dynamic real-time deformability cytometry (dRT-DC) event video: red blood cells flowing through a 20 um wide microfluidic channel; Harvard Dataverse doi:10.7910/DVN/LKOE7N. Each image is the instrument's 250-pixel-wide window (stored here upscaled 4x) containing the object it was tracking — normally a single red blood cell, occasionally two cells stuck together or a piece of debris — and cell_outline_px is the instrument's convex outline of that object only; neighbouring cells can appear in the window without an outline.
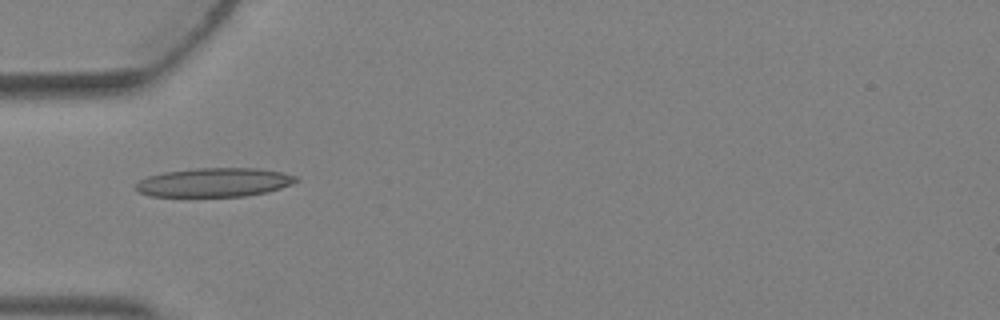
{"species": "Egyptian fruit bat (a non-hibernating species)", "species_latin": "Rousettus aegyptiacus", "temperature_condition": "warm", "stored_images_in_passage": 5, "camera_frame_rate_fps": 3000, "um_per_image_px": 0.085, "animal": {"sex": "female"}, "frame": {"image": 1, "passage_image": 4, "time_ms": 1.0, "image_size_px": [1000, 320], "cell_outline_px": [[300, 180], [292, 184], [268, 192], [244, 196], [148, 196], [136, 192], [132, 188], [140, 180], [148, 176], [164, 172], [196, 168], [256, 168], [280, 172], [296, 176]], "centroid_in_image_um": [18.17, 15.5], "position_along_channel_um": 66.8, "area_um2": 27.11}}
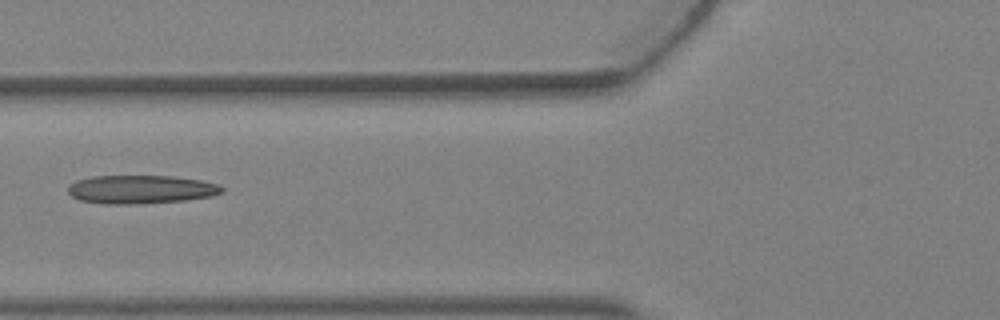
{"frame": {"image": 2, "passage_image": 5, "time_ms": 1.333, "image_size_px": [1000, 320], "cell_outline_px": [[224, 192], [212, 196], [184, 200], [132, 204], [104, 204], [80, 200], [72, 196], [68, 192], [68, 188], [76, 180], [92, 176], [172, 176], [200, 180], [216, 184], [224, 188]], "centroid_in_image_um": [11.97, 16.1], "position_along_channel_um": 113.8, "area_um2": 25.37}}